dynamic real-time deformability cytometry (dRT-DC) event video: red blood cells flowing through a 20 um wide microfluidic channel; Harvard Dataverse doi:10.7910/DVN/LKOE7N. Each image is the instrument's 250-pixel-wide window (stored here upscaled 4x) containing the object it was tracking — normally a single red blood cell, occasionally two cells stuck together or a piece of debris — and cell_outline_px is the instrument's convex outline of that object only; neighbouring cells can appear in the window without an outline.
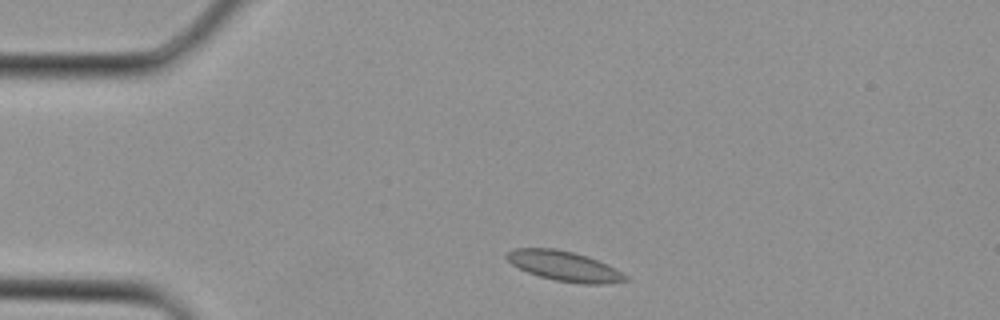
{"species": "Egyptian fruit bat (a non-hibernating species)", "species_latin": "Rousettus aegyptiacus", "temperature_condition": "cold", "stored_images_in_passage": 2, "camera_frame_rate_fps": 3000, "um_per_image_px": 0.085, "animal": {"sex": "female"}, "frame": {"image": 1, "passage_image": 1, "time_ms": 0.0, "image_size_px": [1000, 320], "cell_outline_px": [[628, 280], [604, 284], [580, 284], [552, 280], [528, 272], [512, 264], [504, 256], [508, 252], [516, 248], [552, 248], [572, 252], [588, 256], [616, 268], [628, 276]], "centroid_in_image_um": [47.99, 22.63], "position_along_channel_um": 37.0, "area_um2": 20.69}}
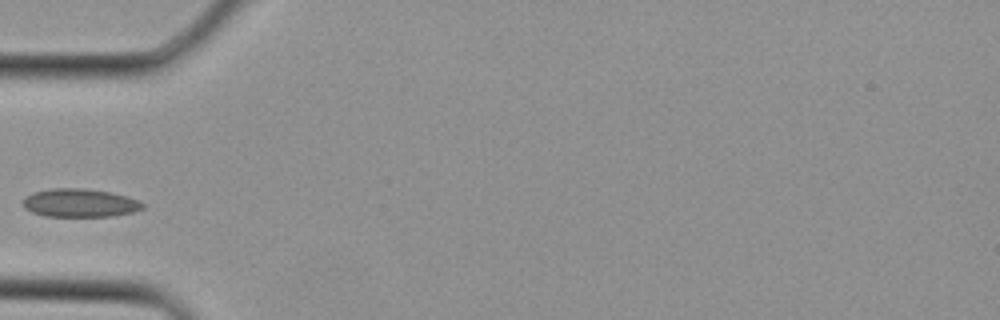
{"frame": {"image": 2, "passage_image": 2, "time_ms": 0.333, "image_size_px": [1000, 320], "cell_outline_px": [[144, 208], [132, 212], [112, 216], [44, 216], [32, 212], [24, 208], [20, 204], [24, 196], [32, 192], [52, 188], [84, 188], [108, 192], [128, 196], [140, 200], [144, 204]], "centroid_in_image_um": [6.74, 17.24], "position_along_channel_um": 78.3, "area_um2": 20.0}}